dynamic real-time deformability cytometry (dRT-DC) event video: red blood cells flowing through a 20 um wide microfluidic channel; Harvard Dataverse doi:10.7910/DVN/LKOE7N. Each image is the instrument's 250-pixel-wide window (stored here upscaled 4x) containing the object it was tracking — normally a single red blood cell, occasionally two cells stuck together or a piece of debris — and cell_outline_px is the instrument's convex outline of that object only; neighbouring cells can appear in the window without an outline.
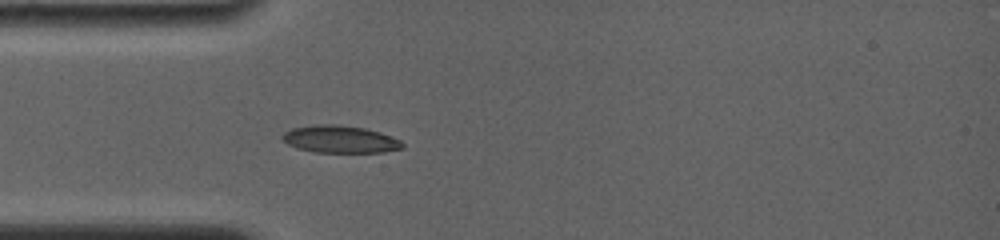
{"species": "common noctule bat (a hibernating species)", "species_latin": "Nyctalus noctula", "temperature_condition": "room temperature", "stored_images_in_passage": 10, "camera_frame_rate_fps": 4000, "um_per_image_px": 0.085, "animal": {"sex": "female", "body_mass_g": 19.0, "forearm_length_mm": 56.7}, "frame": {"image": 1, "passage_image": 1, "time_ms": 0.0, "image_size_px": [1000, 240], "cell_outline_px": [[404, 148], [384, 152], [316, 152], [296, 148], [288, 144], [280, 136], [284, 132], [292, 128], [320, 124], [336, 124], [364, 128], [380, 132], [400, 140], [404, 144]], "centroid_in_image_um": [28.91, 11.84], "position_along_channel_um": 56.1, "area_um2": 19.07}}
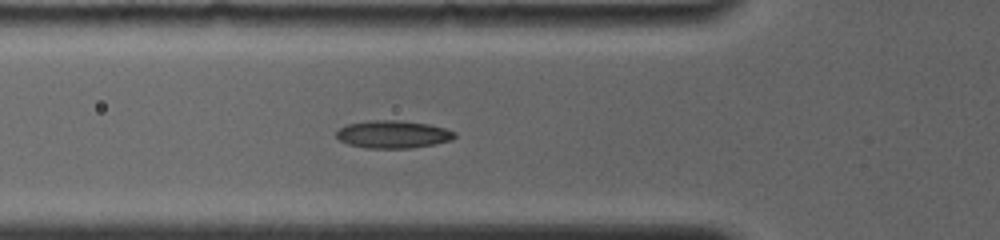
{"frame": {"image": 2, "passage_image": 5, "time_ms": 1.0, "image_size_px": [1000, 240], "cell_outline_px": [[456, 136], [452, 140], [432, 144], [408, 148], [368, 148], [348, 144], [340, 140], [336, 136], [336, 132], [344, 124], [368, 120], [400, 120], [428, 124], [444, 128], [456, 132]], "centroid_in_image_um": [33.38, 11.4], "position_along_channel_um": 92.4, "area_um2": 19.07}}
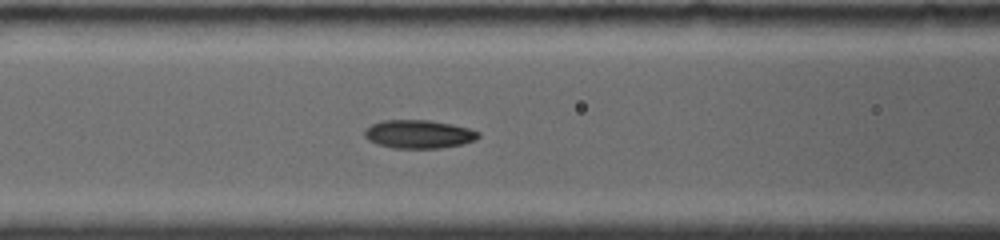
{"frame": {"image": 3, "passage_image": 9, "time_ms": 2.0, "image_size_px": [1000, 240], "cell_outline_px": [[480, 136], [476, 140], [460, 144], [440, 148], [392, 148], [376, 144], [368, 140], [364, 136], [364, 132], [372, 124], [380, 120], [428, 120], [452, 124], [468, 128], [480, 132]], "centroid_in_image_um": [35.58, 11.4], "position_along_channel_um": 131.0, "area_um2": 18.84}}